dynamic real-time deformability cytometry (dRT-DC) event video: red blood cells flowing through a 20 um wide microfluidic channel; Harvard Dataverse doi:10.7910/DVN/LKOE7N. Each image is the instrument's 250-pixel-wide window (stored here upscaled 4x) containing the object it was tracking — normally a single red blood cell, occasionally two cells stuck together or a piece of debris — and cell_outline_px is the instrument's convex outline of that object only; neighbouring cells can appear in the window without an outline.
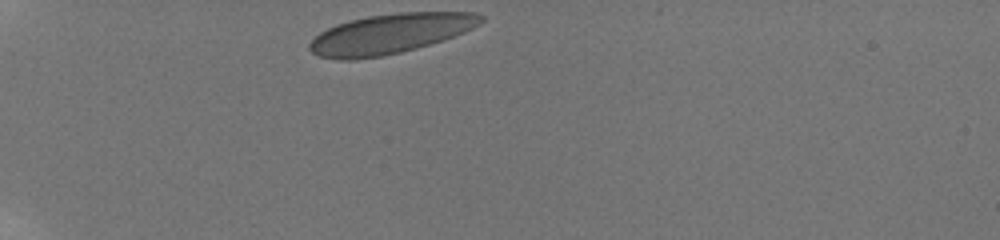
{"species": "human", "species_latin": "Homo sapiens", "temperature_condition": "room temperature", "stored_images_in_passage": 41, "camera_frame_rate_fps": 3000, "um_per_image_px": 0.085, "donor": {"sex": "male"}, "frame": {"image": 1, "passage_image": 1, "time_ms": 0.0, "image_size_px": [1000, 240], "cell_outline_px": [[484, 20], [480, 24], [464, 32], [444, 40], [416, 48], [400, 52], [380, 56], [356, 60], [340, 60], [320, 56], [312, 52], [308, 48], [308, 44], [320, 32], [336, 24], [348, 20], [368, 16], [400, 12], [476, 12], [484, 16]], "centroid_in_image_um": [33.17, 2.86], "position_along_channel_um": 51.8, "area_um2": 39.82}}
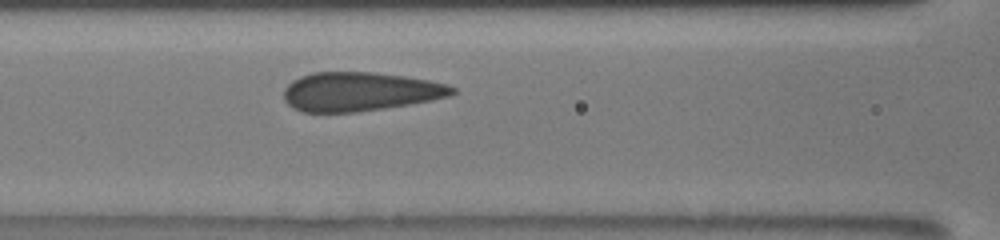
{"frame": {"image": 2, "passage_image": 12, "time_ms": 3.333, "image_size_px": [1000, 240], "cell_outline_px": [[456, 92], [452, 96], [432, 100], [384, 108], [356, 112], [304, 112], [292, 108], [284, 100], [284, 88], [292, 80], [300, 76], [312, 72], [372, 72], [404, 76], [428, 80], [448, 84], [456, 88]], "centroid_in_image_um": [30.59, 7.78], "position_along_channel_um": 136.0, "area_um2": 38.38}}
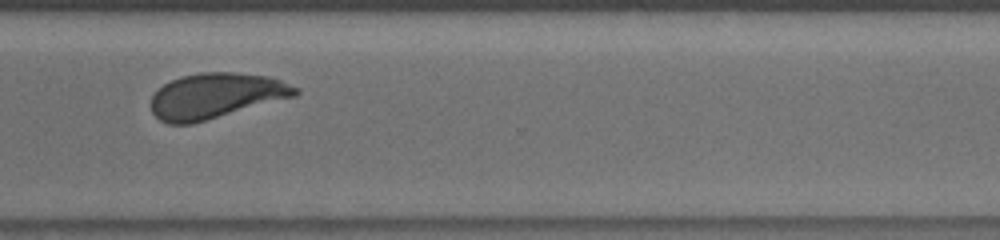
{"frame": {"image": 3, "passage_image": 33, "time_ms": 9.0, "image_size_px": [1000, 240], "cell_outline_px": [[300, 92], [296, 96], [192, 124], [168, 124], [160, 120], [152, 112], [152, 96], [164, 84], [180, 76], [200, 72], [236, 72], [268, 76], [280, 80], [300, 88]], "centroid_in_image_um": [18.37, 8.14], "position_along_channel_um": 352.2, "area_um2": 38.15}, "authors_computed_cell_mechanics": {"area_um2": 38.437, "velocity_mm_per_s": 3.8246, "shape_relaxation_time_tau1_ms": 6.4298, "shape_relaxation_time_tau2_ms": null, "deformation_change_tau1": 0.1672, "deformation_change_tau2": null}}